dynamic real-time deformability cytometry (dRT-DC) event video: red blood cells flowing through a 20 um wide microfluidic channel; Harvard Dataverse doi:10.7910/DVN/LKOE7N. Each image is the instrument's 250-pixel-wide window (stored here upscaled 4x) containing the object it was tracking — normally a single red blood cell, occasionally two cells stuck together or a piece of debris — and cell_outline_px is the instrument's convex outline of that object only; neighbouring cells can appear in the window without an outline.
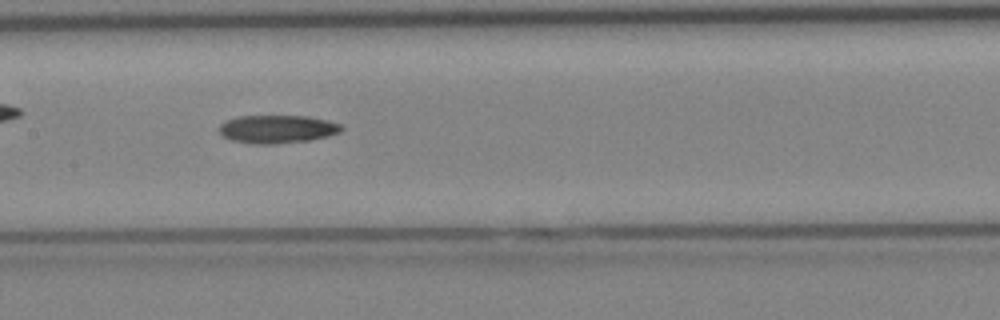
{"species": "Egyptian fruit bat (a non-hibernating species)", "species_latin": "Rousettus aegyptiacus", "temperature_condition": "cold", "stored_images_in_passage": 29, "camera_frame_rate_fps": 3000, "um_per_image_px": 0.085, "animal": {"sex": "female"}, "frame": {"image": 1, "passage_image": 13, "time_ms": 4.0, "image_size_px": [1000, 320], "cell_outline_px": [[344, 128], [340, 132], [328, 136], [308, 140], [276, 144], [252, 144], [232, 140], [224, 136], [220, 132], [220, 124], [228, 120], [240, 116], [308, 116], [328, 120], [340, 124]], "centroid_in_image_um": [23.6, 10.97], "position_along_channel_um": 183.8, "area_um2": 19.94}}
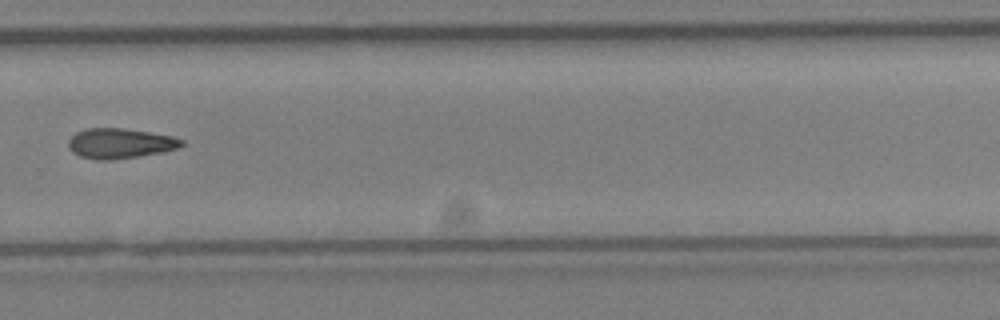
{"frame": {"image": 2, "passage_image": 21, "time_ms": 6.667, "image_size_px": [1000, 320], "cell_outline_px": [[184, 144], [180, 148], [164, 152], [112, 160], [96, 160], [80, 156], [72, 152], [68, 148], [68, 140], [76, 132], [88, 128], [124, 128], [172, 136], [184, 140]], "centroid_in_image_um": [10.21, 12.19], "position_along_channel_um": 319.6, "area_um2": 20.0}}